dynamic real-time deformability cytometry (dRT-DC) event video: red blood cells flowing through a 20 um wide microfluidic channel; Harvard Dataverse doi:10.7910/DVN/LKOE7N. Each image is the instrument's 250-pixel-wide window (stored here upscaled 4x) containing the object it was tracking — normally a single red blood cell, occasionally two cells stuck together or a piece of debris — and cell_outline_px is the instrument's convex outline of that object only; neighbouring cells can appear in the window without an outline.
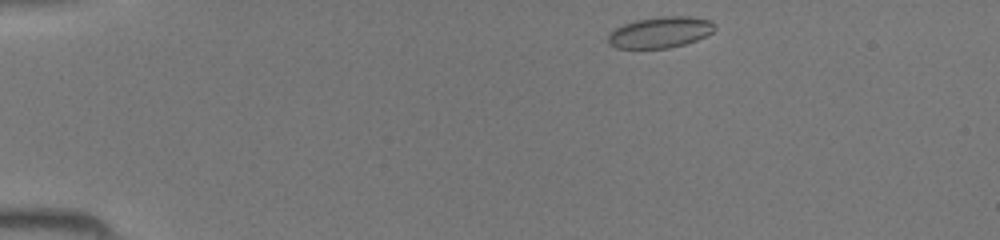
{"species": "common noctule bat (a hibernating species)", "species_latin": "Nyctalus noctula", "temperature_condition": "room temperature", "stored_images_in_passage": 14, "camera_frame_rate_fps": 3000, "um_per_image_px": 0.085, "animal": {"sex": "female", "body_mass_g": 19.5, "forearm_length_mm": 54.1}, "frame": {"image": 1, "passage_image": 1, "time_ms": 0.0, "image_size_px": [1000, 240], "cell_outline_px": [[716, 28], [712, 32], [696, 40], [684, 44], [668, 48], [616, 48], [608, 44], [608, 32], [624, 24], [636, 20], [660, 16], [688, 16], [712, 20], [716, 24]], "centroid_in_image_um": [56.12, 2.74], "position_along_channel_um": 28.9, "area_um2": 19.42}}
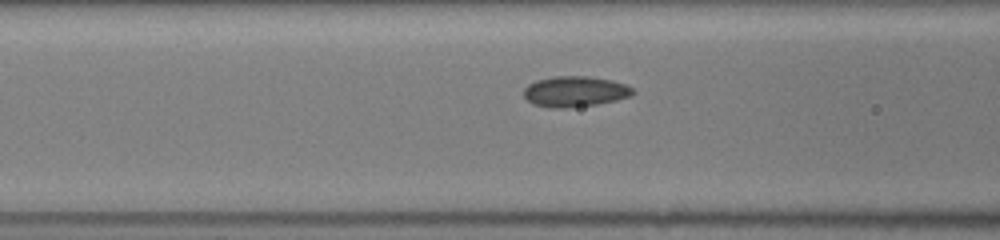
{"frame": {"image": 2, "passage_image": 12, "time_ms": 3.667, "image_size_px": [1000, 240], "cell_outline_px": [[636, 92], [632, 96], [616, 100], [596, 104], [568, 108], [548, 108], [532, 104], [524, 96], [524, 88], [528, 84], [536, 80], [552, 76], [588, 76], [612, 80], [624, 84], [632, 88]], "centroid_in_image_um": [48.86, 7.78], "position_along_channel_um": 117.7, "area_um2": 19.65}}
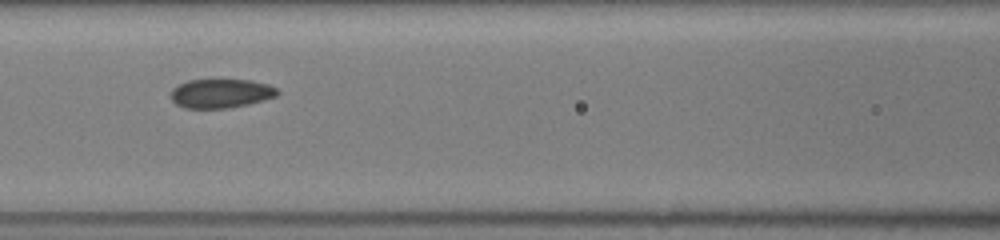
{"frame": {"image": 3, "passage_image": 14, "time_ms": 4.333, "image_size_px": [1000, 240], "cell_outline_px": [[280, 92], [276, 96], [264, 100], [248, 104], [228, 108], [184, 108], [176, 104], [172, 100], [172, 88], [188, 80], [252, 80], [268, 84], [276, 88]], "centroid_in_image_um": [18.79, 7.94], "position_along_channel_um": 147.8, "area_um2": 17.98}}